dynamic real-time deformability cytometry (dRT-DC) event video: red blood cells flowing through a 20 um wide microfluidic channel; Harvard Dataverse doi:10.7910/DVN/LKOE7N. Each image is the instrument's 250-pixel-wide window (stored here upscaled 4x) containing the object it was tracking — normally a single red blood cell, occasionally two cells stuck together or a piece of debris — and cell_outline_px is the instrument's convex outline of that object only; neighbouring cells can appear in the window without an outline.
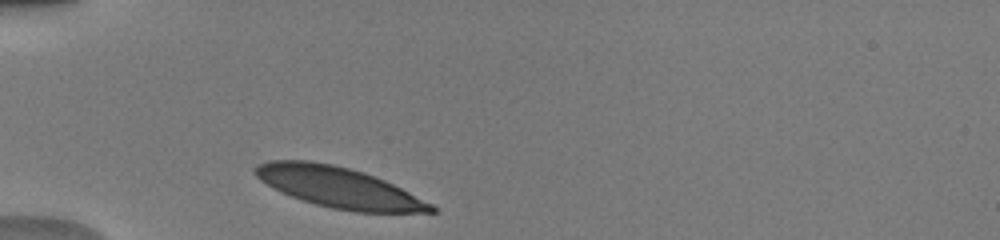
{"species": "human", "species_latin": "Homo sapiens", "temperature_condition": "warm", "stored_images_in_passage": 30, "camera_frame_rate_fps": 3000, "um_per_image_px": 0.085, "donor": {"sex": "male"}, "frame": {"image": 1, "passage_image": 1, "time_ms": 0.0, "image_size_px": [1000, 240], "cell_outline_px": [[436, 212], [356, 212], [332, 208], [316, 204], [280, 192], [260, 180], [252, 172], [252, 168], [268, 160], [308, 160], [332, 164], [364, 172], [384, 180], [432, 204], [436, 208]], "centroid_in_image_um": [28.74, 15.91], "position_along_channel_um": 56.3, "area_um2": 41.21}}
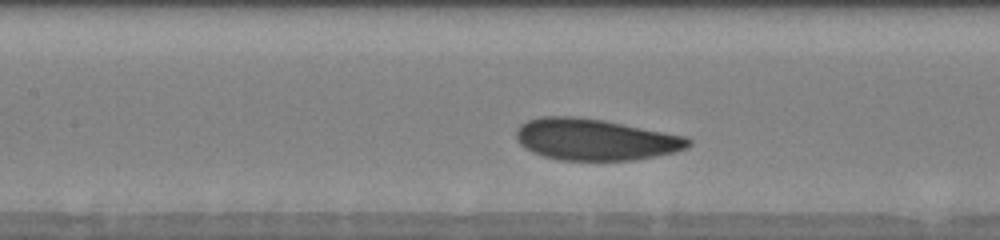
{"frame": {"image": 2, "passage_image": 10, "time_ms": 3.0, "image_size_px": [1000, 240], "cell_outline_px": [[692, 144], [688, 148], [676, 152], [632, 160], [560, 160], [544, 156], [532, 152], [520, 144], [516, 140], [516, 128], [520, 124], [528, 120], [540, 116], [572, 116], [604, 120], [688, 136], [692, 140]], "centroid_in_image_um": [50.61, 11.85], "position_along_channel_um": 156.8, "area_um2": 41.91}}
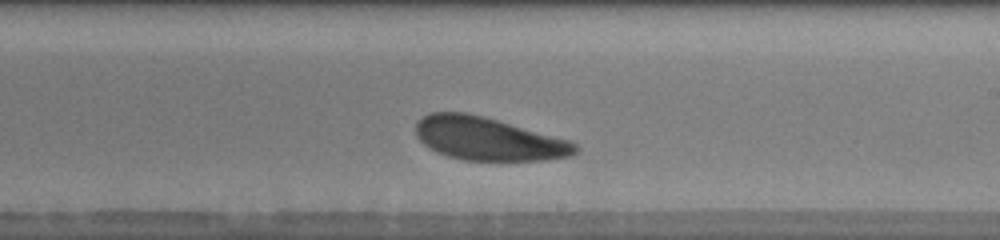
{"frame": {"image": 3, "passage_image": 17, "time_ms": 5.333, "image_size_px": [1000, 240], "cell_outline_px": [[580, 148], [572, 156], [544, 160], [464, 160], [448, 156], [424, 144], [416, 136], [416, 124], [424, 116], [432, 112], [464, 112], [484, 116], [572, 140]], "centroid_in_image_um": [41.56, 11.79], "position_along_channel_um": 247.4, "area_um2": 40.0}, "authors_computed_cell_mechanics": {"area_um2": 41.4137, "velocity_mm_per_s": 3.8926, "shape_relaxation_time_tau1_ms": 2.0774, "shape_relaxation_time_tau2_ms": null, "deformation_change_tau1": 0.0948, "deformation_change_tau2": null}}